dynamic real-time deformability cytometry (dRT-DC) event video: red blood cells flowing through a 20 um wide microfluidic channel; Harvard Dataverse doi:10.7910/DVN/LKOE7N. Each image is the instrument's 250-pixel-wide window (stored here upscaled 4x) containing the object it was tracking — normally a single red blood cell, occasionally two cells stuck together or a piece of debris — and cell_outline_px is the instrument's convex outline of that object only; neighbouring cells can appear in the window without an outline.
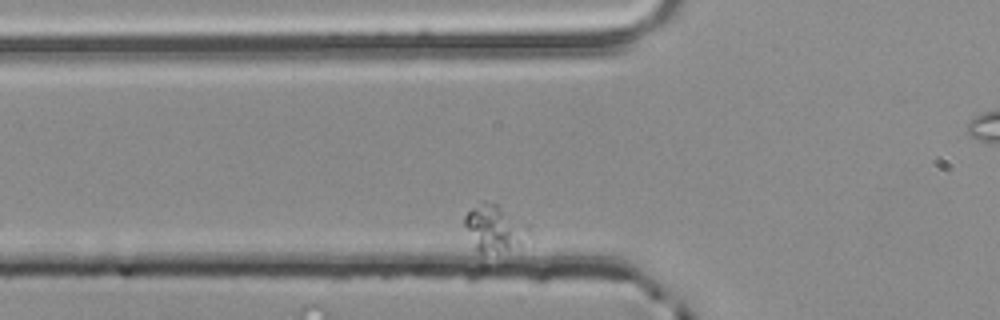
{"species": "common noctule bat (a hibernating species)", "species_latin": "Nyctalus noctula", "temperature_condition": "room temperature", "stored_images_in_passage": 40, "camera_frame_rate_fps": 3000, "um_per_image_px": 0.085, "animal": {"sex": "male", "body_mass_g": 20.4}, "frame": {"image": 1, "passage_image": 8, "time_ms": 2.333, "image_size_px": [1000, 320], "cell_outline_px": [[528, 232], [508, 248], [484, 252], [480, 252], [476, 248], [464, 224], [464, 216], [472, 208], [484, 204], [496, 204], [528, 224]], "centroid_in_image_um": [41.96, 19.35], "position_along_channel_um": 83.8, "area_um2": 15.72}}
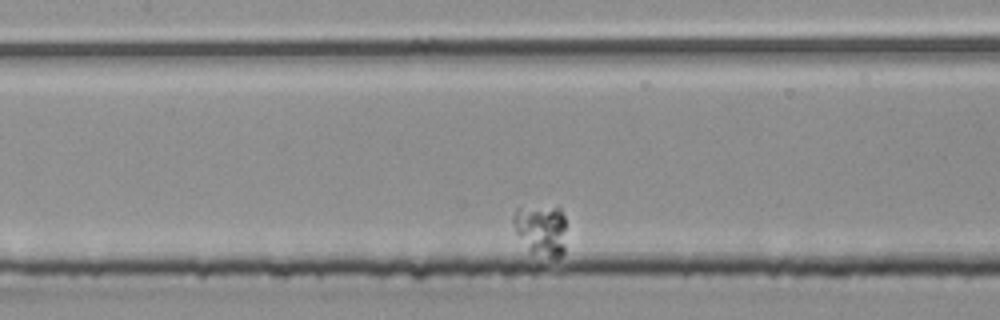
{"frame": {"image": 2, "passage_image": 17, "time_ms": 5.333, "image_size_px": [1000, 320], "cell_outline_px": [[564, 252], [560, 256], [548, 256], [528, 252], [516, 232], [512, 220], [512, 216], [516, 208], [560, 208], [564, 216]], "centroid_in_image_um": [45.96, 19.56], "position_along_channel_um": 161.4, "area_um2": 15.37}}
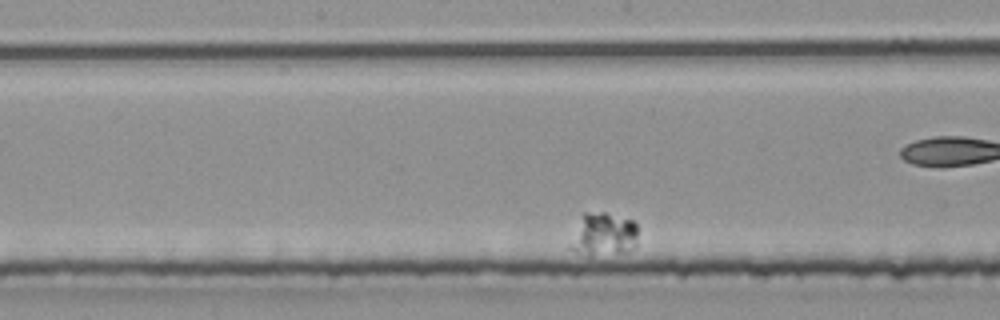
{"frame": {"image": 3, "passage_image": 21, "time_ms": 6.667, "image_size_px": [1000, 320], "cell_outline_px": [[636, 248], [624, 252], [592, 256], [588, 256], [572, 252], [568, 248], [568, 244], [584, 212], [604, 212], [632, 220], [636, 224]], "centroid_in_image_um": [51.26, 19.96], "position_along_channel_um": 196.9, "area_um2": 17.28}}